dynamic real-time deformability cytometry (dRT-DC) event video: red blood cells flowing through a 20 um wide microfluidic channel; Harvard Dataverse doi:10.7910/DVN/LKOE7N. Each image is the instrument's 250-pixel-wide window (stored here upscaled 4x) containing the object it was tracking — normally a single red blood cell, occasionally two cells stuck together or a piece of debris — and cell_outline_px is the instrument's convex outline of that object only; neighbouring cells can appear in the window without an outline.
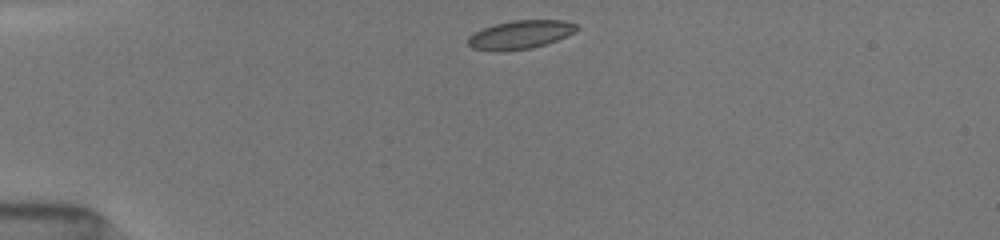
{"species": "common noctule bat (a hibernating species)", "species_latin": "Nyctalus noctula", "temperature_condition": "room temperature", "stored_images_in_passage": 40, "camera_frame_rate_fps": 3000, "um_per_image_px": 0.085, "animal": {"sex": "female", "body_mass_g": 19.5, "forearm_length_mm": 54.1}, "frame": {"image": 1, "passage_image": 1, "time_ms": 0.0, "image_size_px": [1000, 240], "cell_outline_px": [[580, 28], [556, 40], [532, 48], [496, 52], [472, 48], [468, 44], [468, 36], [484, 28], [496, 24], [512, 20], [564, 20], [576, 24]], "centroid_in_image_um": [44.2, 2.95], "position_along_channel_um": 40.8, "area_um2": 17.86}}
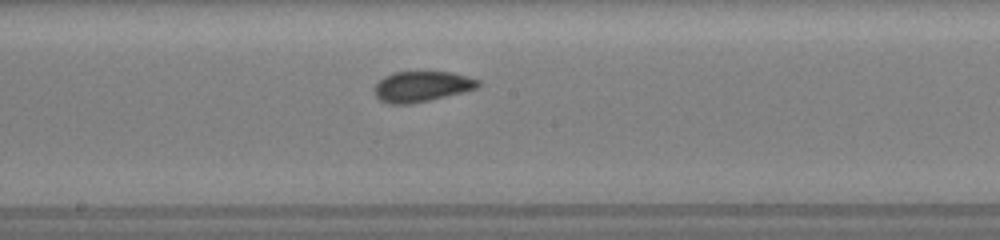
{"frame": {"image": 2, "passage_image": 17, "time_ms": 5.333, "image_size_px": [1000, 240], "cell_outline_px": [[480, 84], [476, 88], [412, 104], [392, 104], [380, 100], [376, 96], [372, 88], [384, 76], [392, 72], [452, 72], [468, 76], [480, 80]], "centroid_in_image_um": [35.81, 7.34], "position_along_channel_um": 212.4, "area_um2": 18.32}}
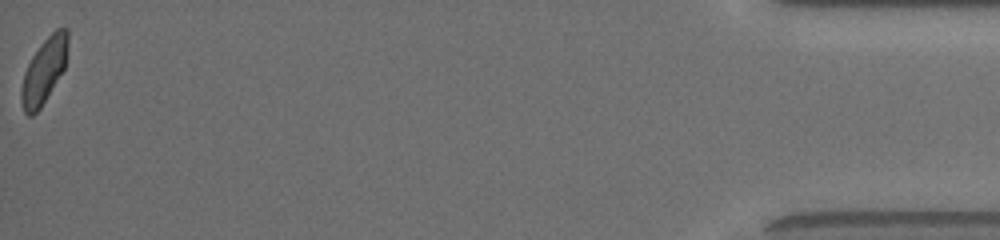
{"frame": {"image": 3, "passage_image": 40, "time_ms": 13.0, "image_size_px": [1000, 240], "cell_outline_px": [[68, 44], [64, 68], [40, 108], [32, 116], [28, 116], [24, 112], [20, 100], [20, 88], [24, 72], [32, 56], [40, 44], [56, 28], [68, 28]], "centroid_in_image_um": [3.71, 6.01], "position_along_channel_um": 431.5, "area_um2": 17.57}, "authors_computed_cell_mechanics": {"area_um2": 18.2648, "velocity_mm_per_s": 3.9951, "shape_relaxation_time_tau1_ms": 4.3973, "shape_relaxation_time_tau2_ms": 1.3104, "deformation_change_tau1": 0.1121, "deformation_change_tau2": 0.066}}